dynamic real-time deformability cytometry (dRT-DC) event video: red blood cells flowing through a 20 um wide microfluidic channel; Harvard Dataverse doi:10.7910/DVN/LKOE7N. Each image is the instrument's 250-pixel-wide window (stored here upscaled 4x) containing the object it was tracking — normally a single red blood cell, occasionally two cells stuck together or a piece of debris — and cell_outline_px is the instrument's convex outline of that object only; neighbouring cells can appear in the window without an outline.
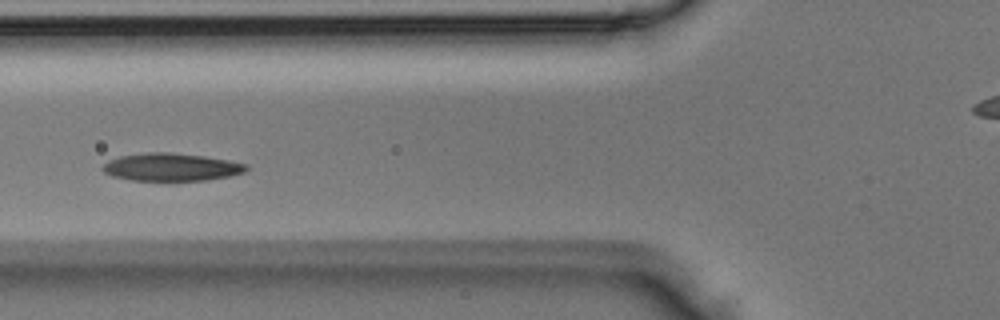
{"species": "Egyptian fruit bat (a non-hibernating species)", "species_latin": "Rousettus aegyptiacus", "temperature_condition": "room temperature", "stored_images_in_passage": 4, "camera_frame_rate_fps": 3000, "um_per_image_px": 0.085, "animal": {"sex": "male"}, "frame": {"image": 1, "passage_image": 4, "time_ms": 1.0, "image_size_px": [1000, 320], "cell_outline_px": [[248, 168], [244, 172], [228, 176], [204, 180], [128, 180], [112, 176], [104, 172], [100, 168], [108, 160], [120, 156], [148, 152], [172, 152], [204, 156], [228, 160], [248, 164]], "centroid_in_image_um": [14.52, 14.19], "position_along_channel_um": 111.3, "area_um2": 23.18}}